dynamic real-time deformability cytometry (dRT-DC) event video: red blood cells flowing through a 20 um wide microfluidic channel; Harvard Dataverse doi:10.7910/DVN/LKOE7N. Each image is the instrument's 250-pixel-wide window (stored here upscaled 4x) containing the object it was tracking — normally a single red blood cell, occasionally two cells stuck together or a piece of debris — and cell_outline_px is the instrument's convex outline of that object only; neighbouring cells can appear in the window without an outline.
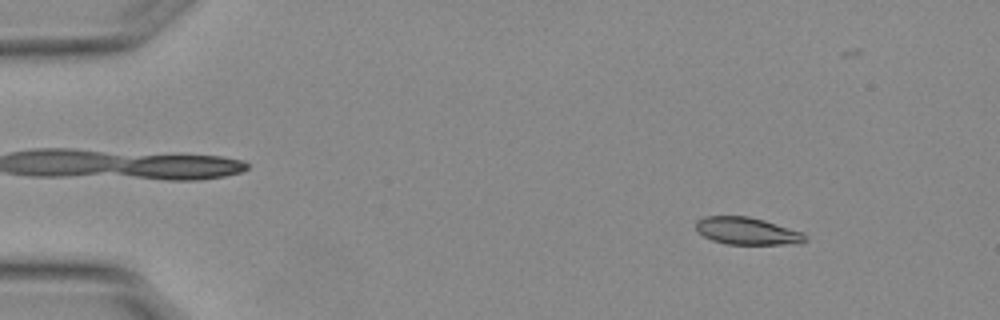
{"species": "Egyptian fruit bat (a non-hibernating species)", "species_latin": "Rousettus aegyptiacus", "temperature_condition": "warm", "stored_images_in_passage": 56, "segment_of_instrument_passage": [1, 2], "camera_frame_rate_fps": 3000, "um_per_image_px": 0.085, "animal": {"sex": "female"}, "frame": {"image": 1, "passage_image": 7, "time_ms": 2.0, "image_size_px": [1000, 320], "cell_outline_px": [[808, 240], [800, 244], [728, 244], [712, 240], [704, 236], [696, 228], [696, 220], [704, 216], [748, 216], [764, 220], [804, 232], [808, 236]], "centroid_in_image_um": [63.56, 19.64], "position_along_channel_um": 21.4, "area_um2": 17.51}}
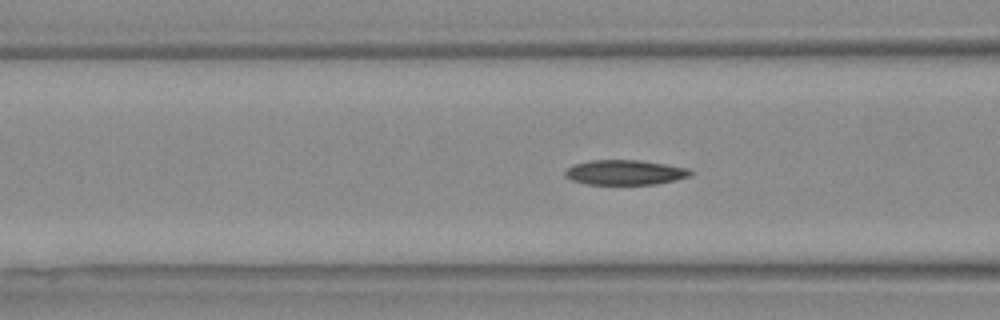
{"frame": {"image": 2, "passage_image": 22, "time_ms": 7.0, "image_size_px": [1000, 320], "cell_outline_px": [[692, 172], [688, 176], [676, 180], [656, 184], [588, 184], [572, 180], [564, 176], [564, 172], [572, 164], [592, 160], [640, 160], [688, 168]], "centroid_in_image_um": [53.09, 14.65], "position_along_channel_um": 113.5, "area_um2": 18.09}}
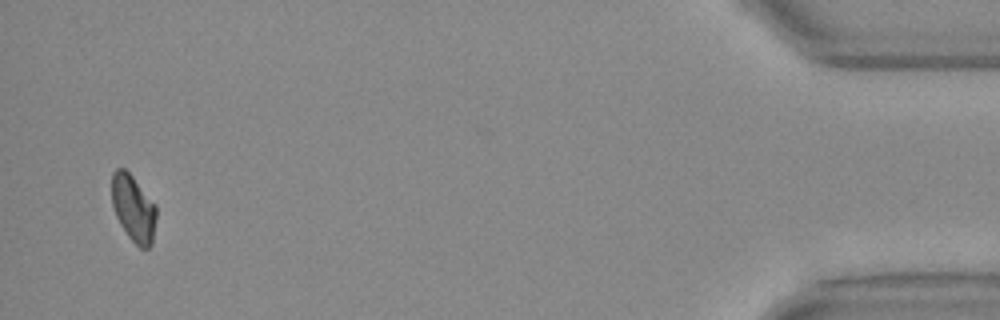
{"frame": {"image": 3, "passage_image": 53, "time_ms": 17.333, "image_size_px": [1000, 320], "cell_outline_px": [[156, 216], [152, 244], [148, 248], [140, 248], [128, 236], [120, 224], [116, 216], [112, 204], [112, 172], [116, 168], [124, 168], [132, 176], [156, 204]], "centroid_in_image_um": [11.34, 17.7], "position_along_channel_um": 423.9, "area_um2": 17.28}}